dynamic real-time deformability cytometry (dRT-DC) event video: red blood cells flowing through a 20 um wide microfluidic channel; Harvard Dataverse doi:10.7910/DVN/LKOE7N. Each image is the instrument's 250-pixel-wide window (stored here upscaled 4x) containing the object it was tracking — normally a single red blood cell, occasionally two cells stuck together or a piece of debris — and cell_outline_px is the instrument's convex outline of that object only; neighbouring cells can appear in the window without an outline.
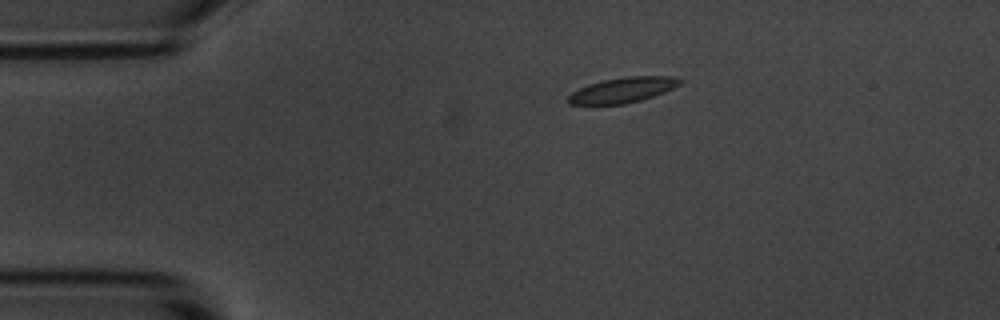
{"species": "common noctule bat (a hibernating species)", "species_latin": "Nyctalus noctula", "temperature_condition": "room temperature", "stored_images_in_passage": 5, "camera_frame_rate_fps": 3000, "um_per_image_px": 0.085, "animal": {"sex": "male", "body_mass_g": 20.1, "forearm_length_mm": 53.5}, "frame": {"image": 1, "passage_image": 2, "time_ms": 1.333, "image_size_px": [1000, 320], "cell_outline_px": [[684, 80], [680, 84], [664, 92], [640, 100], [624, 104], [568, 104], [568, 96], [572, 92], [588, 84], [604, 80], [624, 76], [676, 76]], "centroid_in_image_um": [52.95, 7.63], "position_along_channel_um": 32.0, "area_um2": 16.36}}
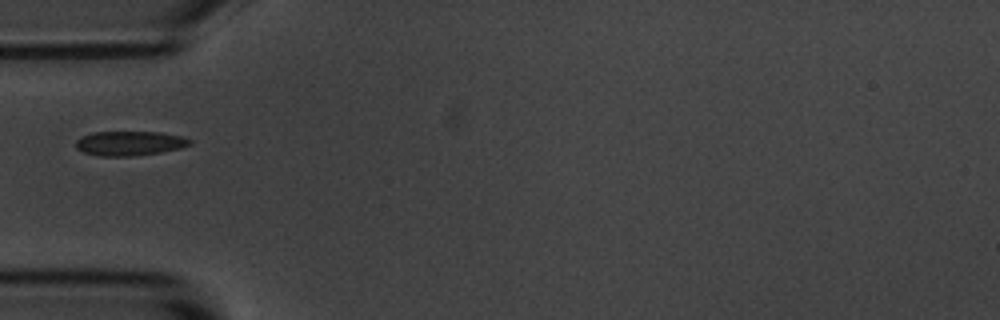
{"frame": {"image": 2, "passage_image": 4, "time_ms": 3.667, "image_size_px": [1000, 320], "cell_outline_px": [[192, 144], [180, 148], [160, 152], [136, 156], [100, 156], [84, 152], [76, 148], [76, 140], [80, 136], [92, 132], [160, 132], [180, 136], [192, 140]], "centroid_in_image_um": [11.0, 12.18], "position_along_channel_um": 74.0, "area_um2": 16.3}}